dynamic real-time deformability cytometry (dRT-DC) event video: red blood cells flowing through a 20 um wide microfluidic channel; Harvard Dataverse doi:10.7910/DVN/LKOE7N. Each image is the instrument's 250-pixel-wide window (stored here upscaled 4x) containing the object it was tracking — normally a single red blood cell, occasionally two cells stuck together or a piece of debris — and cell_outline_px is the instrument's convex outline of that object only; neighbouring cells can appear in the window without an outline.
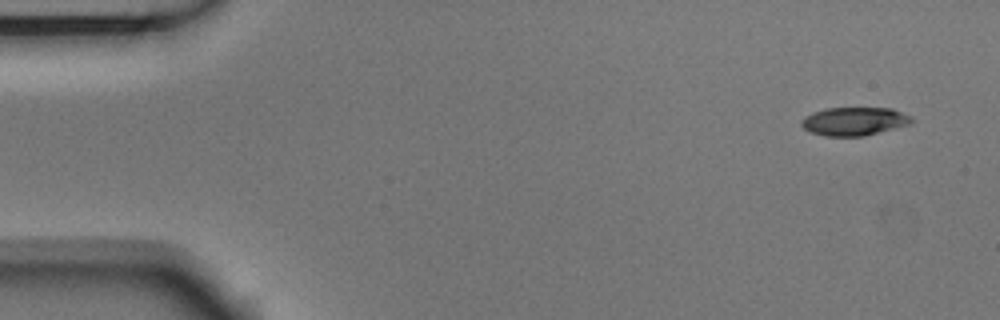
{"species": "Egyptian fruit bat (a non-hibernating species)", "species_latin": "Rousettus aegyptiacus", "temperature_condition": "room temperature", "stored_images_in_passage": 52, "camera_frame_rate_fps": 3000, "um_per_image_px": 0.085, "animal": {"sex": "male"}, "frame": {"image": 1, "passage_image": 1, "time_ms": 0.0, "image_size_px": [1000, 320], "cell_outline_px": [[912, 124], [864, 136], [824, 136], [812, 132], [804, 128], [800, 124], [800, 120], [804, 116], [812, 112], [828, 108], [892, 108], [912, 116]], "centroid_in_image_um": [72.62, 10.31], "position_along_channel_um": 12.4, "area_um2": 18.32}}
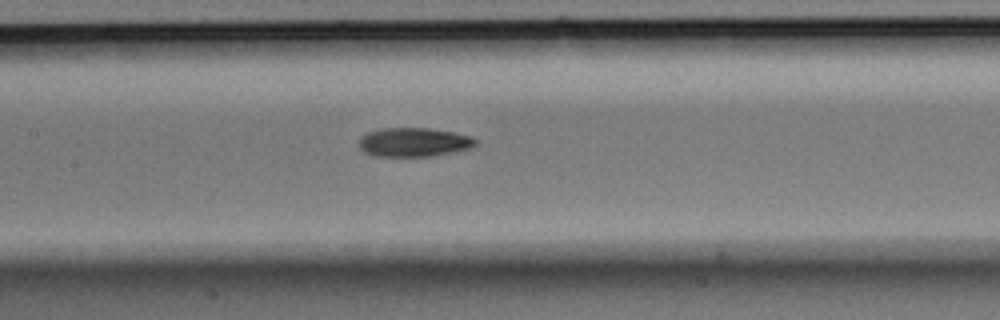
{"frame": {"image": 2, "passage_image": 23, "time_ms": 7.333, "image_size_px": [1000, 320], "cell_outline_px": [[476, 144], [468, 148], [432, 156], [376, 156], [364, 152], [360, 148], [360, 140], [368, 132], [380, 128], [428, 128], [456, 132], [472, 136], [476, 140]], "centroid_in_image_um": [35.18, 12.07], "position_along_channel_um": 172.2, "area_um2": 19.48}}
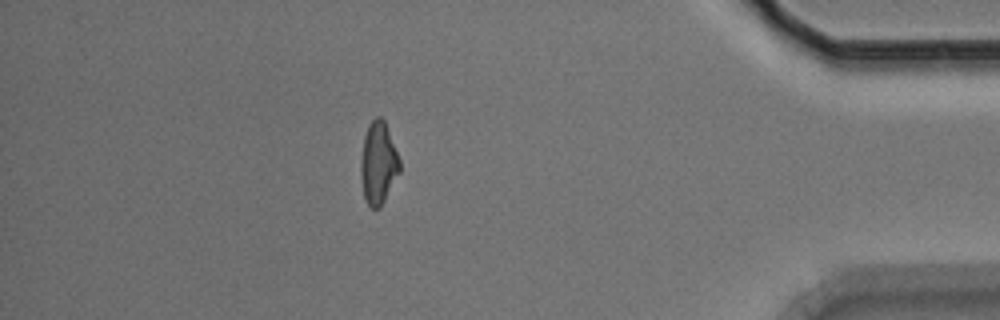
{"frame": {"image": 3, "passage_image": 45, "time_ms": 14.667, "image_size_px": [1000, 320], "cell_outline_px": [[400, 172], [380, 208], [372, 208], [368, 204], [364, 196], [360, 176], [360, 164], [364, 136], [368, 124], [376, 116], [380, 116], [384, 120], [400, 160]], "centroid_in_image_um": [32.15, 13.86], "position_along_channel_um": 403.0, "area_um2": 18.61}, "authors_computed_cell_mechanics": {"area_um2": 18.9584, "velocity_mm_per_s": 3.7381, "shape_relaxation_time_tau1_ms": 5.2716, "shape_relaxation_time_tau2_ms": 4.5632, "deformation_change_tau1": 0.1782, "deformation_change_tau2": 0.1245}}